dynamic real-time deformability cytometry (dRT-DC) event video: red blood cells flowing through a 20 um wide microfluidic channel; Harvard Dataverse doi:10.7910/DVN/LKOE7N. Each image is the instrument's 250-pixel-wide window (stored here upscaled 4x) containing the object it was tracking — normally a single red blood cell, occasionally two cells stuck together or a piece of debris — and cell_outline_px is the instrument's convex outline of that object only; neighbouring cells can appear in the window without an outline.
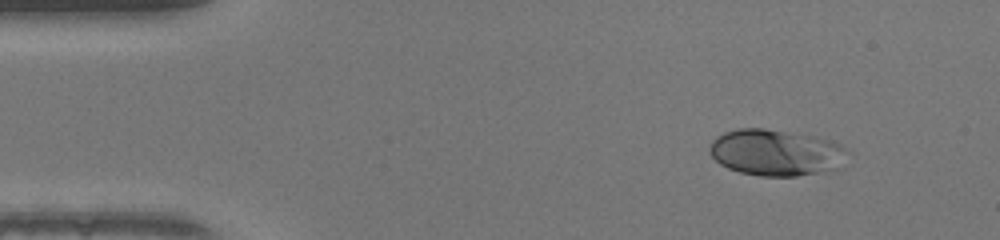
{"species": "human", "species_latin": "Homo sapiens", "temperature_condition": "warm", "stored_images_in_passage": 43, "camera_frame_rate_fps": 3000, "um_per_image_px": 0.085, "donor": {"sex": "female"}, "frame": {"image": 1, "passage_image": 1, "time_ms": 0.0, "image_size_px": [1000, 240], "cell_outline_px": [[848, 152], [844, 168], [796, 176], [760, 176], [740, 172], [728, 168], [720, 164], [708, 152], [708, 148], [712, 140], [716, 136], [724, 132], [736, 128], [764, 128], [816, 136], [840, 144]], "centroid_in_image_um": [65.97, 12.97], "position_along_channel_um": 19.0, "area_um2": 37.74}}
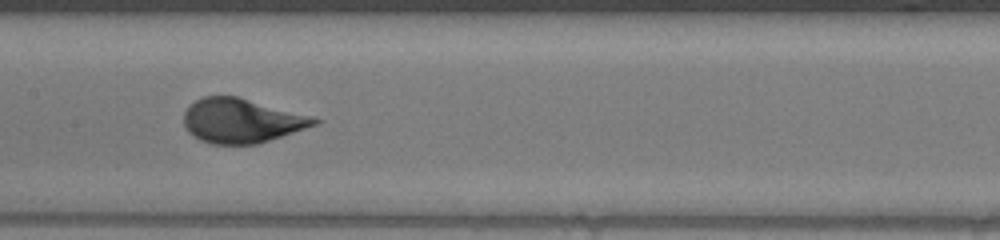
{"frame": {"image": 2, "passage_image": 19, "time_ms": 6.0, "image_size_px": [1000, 240], "cell_outline_px": [[320, 120], [316, 124], [256, 144], [212, 144], [200, 140], [192, 136], [184, 128], [184, 112], [196, 100], [204, 96], [236, 96], [308, 116]], "centroid_in_image_um": [20.43, 10.27], "position_along_channel_um": 187.0, "area_um2": 32.89}}
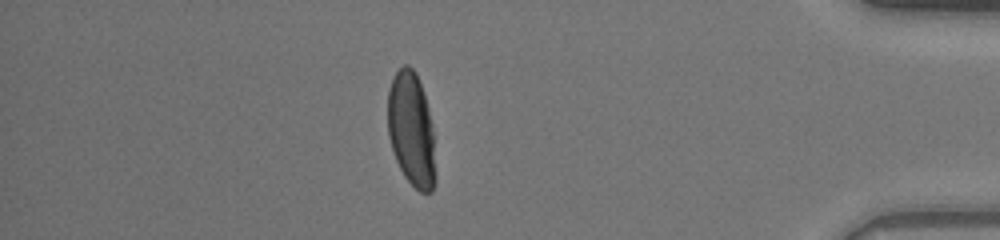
{"frame": {"image": 3, "passage_image": 37, "time_ms": 12.0, "image_size_px": [1000, 240], "cell_outline_px": [[436, 180], [432, 192], [420, 192], [404, 176], [396, 160], [388, 136], [388, 88], [392, 76], [404, 64], [408, 64], [416, 72], [428, 108], [432, 124], [436, 172]], "centroid_in_image_um": [34.97, 11.01], "position_along_channel_um": 400.2, "area_um2": 31.91}, "authors_computed_cell_mechanics": {"area_um2": 33.8708, "velocity_mm_per_s": 4.285, "shape_relaxation_time_tau1_ms": 3.3804, "shape_relaxation_time_tau2_ms": null, "deformation_change_tau1": 0.1921, "deformation_change_tau2": null}}